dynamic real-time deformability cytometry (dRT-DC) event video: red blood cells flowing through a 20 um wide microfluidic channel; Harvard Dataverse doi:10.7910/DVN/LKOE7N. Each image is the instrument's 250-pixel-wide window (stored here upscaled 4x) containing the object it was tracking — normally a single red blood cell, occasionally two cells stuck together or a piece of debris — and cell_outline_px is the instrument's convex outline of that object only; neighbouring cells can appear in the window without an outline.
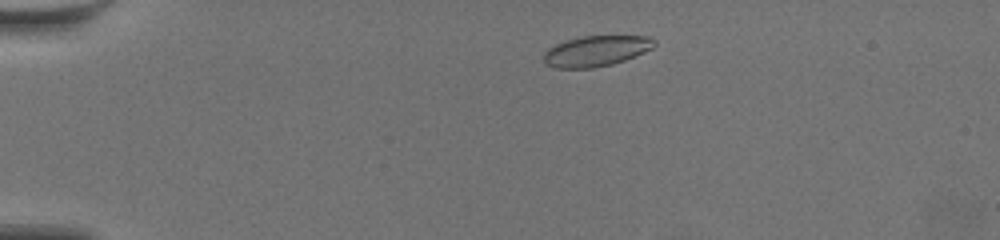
{"species": "common noctule bat (a hibernating species)", "species_latin": "Nyctalus noctula", "temperature_condition": "warm", "stored_images_in_passage": 51, "camera_frame_rate_fps": 3000, "um_per_image_px": 0.085, "animal": {"sex": "female", "body_mass_g": 19.5, "forearm_length_mm": 54.1}, "frame": {"image": 1, "passage_image": 5, "time_ms": 1.333, "image_size_px": [1000, 240], "cell_outline_px": [[656, 44], [652, 48], [644, 52], [624, 60], [612, 64], [592, 68], [556, 68], [544, 64], [544, 52], [548, 48], [564, 40], [584, 36], [648, 36], [656, 40]], "centroid_in_image_um": [50.65, 4.33], "position_along_channel_um": 34.4, "area_um2": 19.77}}
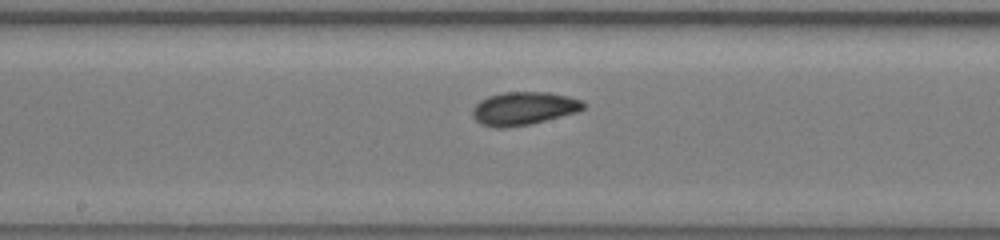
{"frame": {"image": 2, "passage_image": 25, "time_ms": 8.0, "image_size_px": [1000, 240], "cell_outline_px": [[584, 108], [576, 112], [528, 124], [504, 128], [496, 128], [480, 124], [476, 120], [472, 112], [472, 108], [480, 100], [488, 96], [504, 92], [548, 92], [568, 96], [580, 100], [584, 104]], "centroid_in_image_um": [44.46, 9.21], "position_along_channel_um": 203.7, "area_um2": 21.15}}
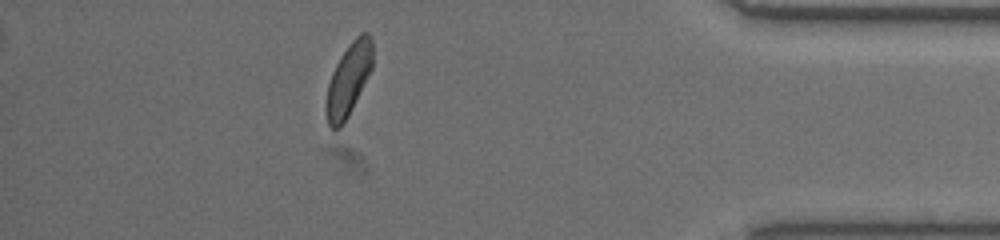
{"frame": {"image": 3, "passage_image": 45, "time_ms": 14.667, "image_size_px": [1000, 240], "cell_outline_px": [[372, 68], [348, 116], [340, 128], [332, 128], [328, 124], [324, 108], [328, 84], [332, 72], [336, 64], [348, 44], [360, 32], [368, 32], [372, 40]], "centroid_in_image_um": [29.61, 6.75], "position_along_channel_um": 405.6, "area_um2": 19.54}, "authors_computed_cell_mechanics": {"area_um2": 19.941, "velocity_mm_per_s": 3.5677, "shape_relaxation_time_tau1_ms": 4.8901, "shape_relaxation_time_tau2_ms": 3.3704, "deformation_change_tau1": 0.1257, "deformation_change_tau2": 0.0876}}